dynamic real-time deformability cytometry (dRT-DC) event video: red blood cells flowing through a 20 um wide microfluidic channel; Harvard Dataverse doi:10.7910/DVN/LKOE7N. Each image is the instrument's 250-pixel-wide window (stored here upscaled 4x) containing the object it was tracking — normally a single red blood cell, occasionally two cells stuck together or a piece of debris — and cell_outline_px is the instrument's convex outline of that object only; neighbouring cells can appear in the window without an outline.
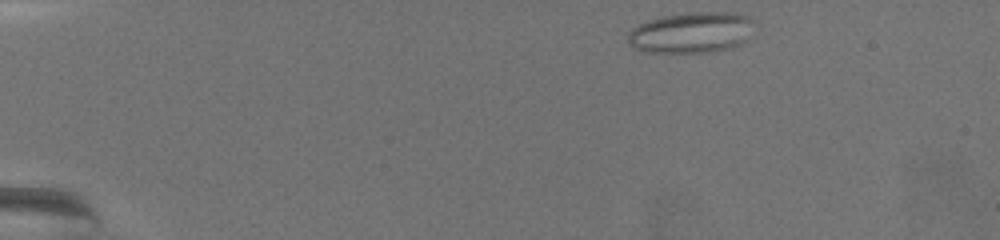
{"species": "common noctule bat (a hibernating species)", "species_latin": "Nyctalus noctula", "temperature_condition": "warm", "stored_images_in_passage": 55, "camera_frame_rate_fps": 3000, "um_per_image_px": 0.085, "animal": {"sex": "female", "body_mass_g": 19.5, "forearm_length_mm": 54.1}, "frame": {"image": 1, "passage_image": 2, "time_ms": 0.333, "image_size_px": [1000, 240], "cell_outline_px": [[752, 20], [744, 40], [740, 44], [732, 48], [708, 52], [640, 52], [632, 48], [628, 44], [628, 32], [632, 28], [648, 20], [664, 16], [696, 12], [736, 12], [748, 16]], "centroid_in_image_um": [58.69, 2.77], "position_along_channel_um": 26.3, "area_um2": 29.88}}
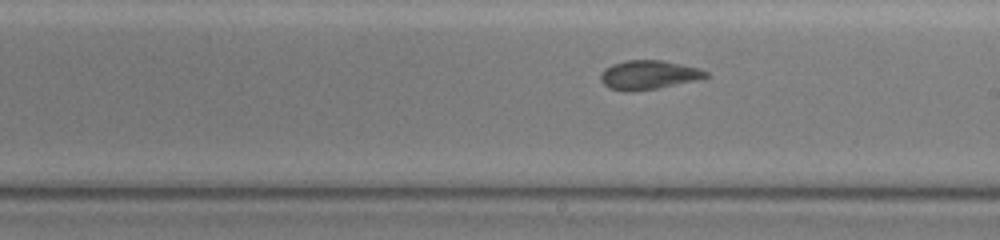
{"frame": {"image": 2, "passage_image": 34, "time_ms": 11.0, "image_size_px": [1000, 240], "cell_outline_px": [[708, 76], [692, 80], [656, 88], [624, 92], [608, 88], [600, 80], [600, 72], [604, 68], [612, 64], [624, 60], [660, 60], [680, 64], [696, 68], [708, 72]], "centroid_in_image_um": [55.01, 6.36], "position_along_channel_um": 234.0, "area_um2": 17.46}}
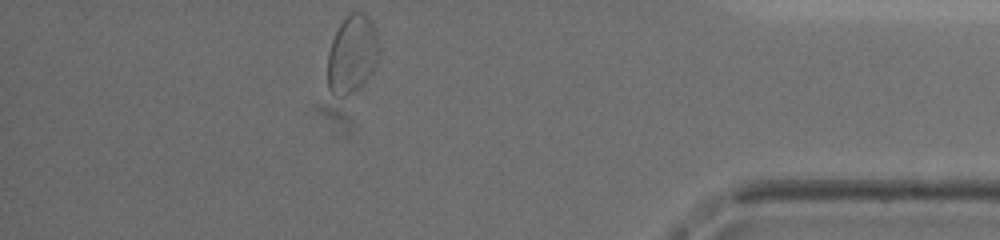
{"frame": {"image": 3, "passage_image": 55, "time_ms": 18.0, "image_size_px": [1000, 240], "cell_outline_px": [[380, 56], [372, 72], [348, 96], [336, 96], [328, 88], [328, 52], [332, 40], [340, 24], [352, 12], [364, 12], [372, 20], [376, 32], [380, 48]], "centroid_in_image_um": [29.95, 4.59], "position_along_channel_um": 405.2, "area_um2": 23.29}, "authors_computed_cell_mechanics": {"area_um2": 18.785, "velocity_mm_per_s": 2.9285, "shape_relaxation_time_tau1_ms": null, "shape_relaxation_time_tau2_ms": 2.4439, "deformation_change_tau1": null, "deformation_change_tau2": 0.0693}}